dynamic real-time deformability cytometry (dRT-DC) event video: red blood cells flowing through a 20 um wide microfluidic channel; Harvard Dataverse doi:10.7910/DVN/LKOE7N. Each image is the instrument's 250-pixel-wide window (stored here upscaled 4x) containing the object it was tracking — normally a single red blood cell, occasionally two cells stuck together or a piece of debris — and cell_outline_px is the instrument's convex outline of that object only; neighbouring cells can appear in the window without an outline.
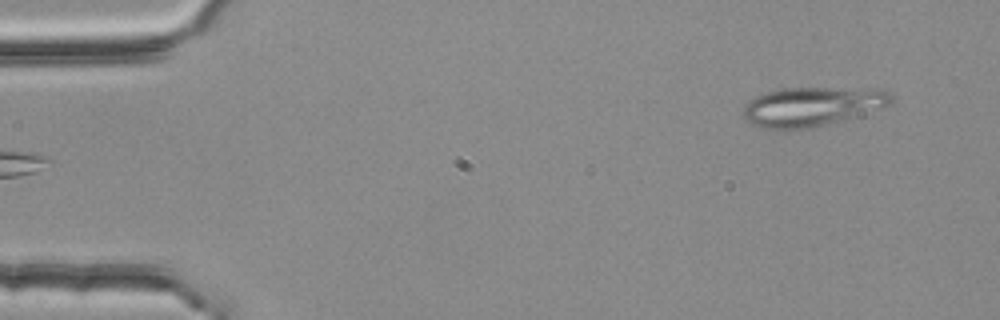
{"species": "common noctule bat (a hibernating species)", "species_latin": "Nyctalus noctula", "temperature_condition": "room temperature", "stored_images_in_passage": 2, "camera_frame_rate_fps": 3000, "um_per_image_px": 0.085, "animal": {"sex": "female", "body_mass_g": 25.1}, "frame": {"image": 1, "passage_image": 2, "time_ms": 0.333, "image_size_px": [1000, 320], "cell_outline_px": [[892, 104], [856, 116], [808, 128], [760, 128], [744, 120], [744, 108], [748, 100], [756, 96], [780, 88], [884, 88], [892, 96]], "centroid_in_image_um": [69.04, 9.03], "position_along_channel_um": 16.0, "area_um2": 33.58}}